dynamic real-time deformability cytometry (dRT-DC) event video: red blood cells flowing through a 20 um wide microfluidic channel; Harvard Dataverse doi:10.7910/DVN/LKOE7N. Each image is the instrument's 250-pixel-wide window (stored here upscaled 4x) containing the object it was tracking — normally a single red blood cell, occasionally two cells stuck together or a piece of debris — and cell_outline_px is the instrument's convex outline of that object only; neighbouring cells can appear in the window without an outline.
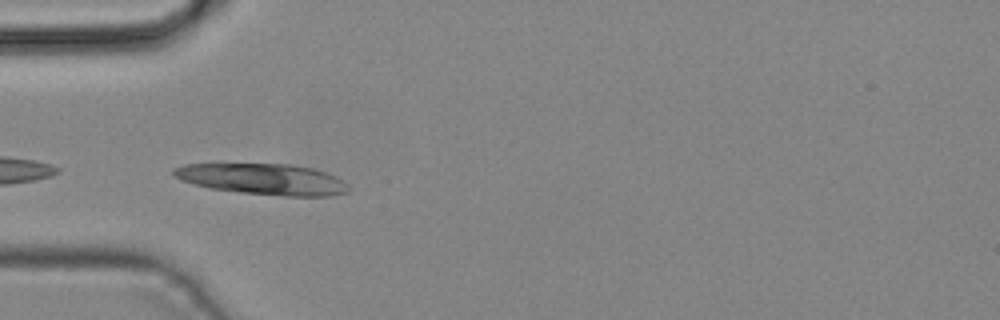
{"species": "common noctule bat (a hibernating species)", "species_latin": "Nyctalus noctula", "temperature_condition": "cold", "stored_images_in_passage": 9, "camera_frame_rate_fps": 3000, "um_per_image_px": 0.085, "animal": {"sex": "male", "body_mass_g": 19.2, "forearm_length_mm": 51.8}, "frame": {"image": 1, "passage_image": 1, "time_ms": 0.0, "image_size_px": [1000, 320], "cell_outline_px": [[352, 188], [348, 192], [328, 196], [284, 196], [240, 192], [208, 188], [192, 184], [180, 180], [172, 176], [172, 168], [184, 164], [288, 164], [312, 168], [336, 176]], "centroid_in_image_um": [22.31, 15.23], "position_along_channel_um": 62.7, "area_um2": 31.73}}
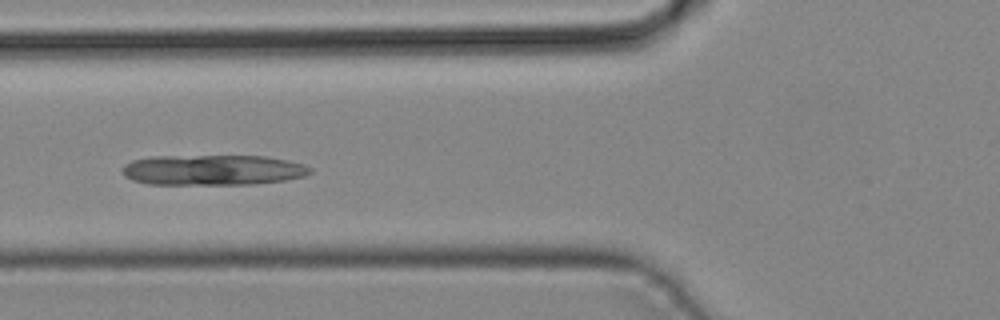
{"frame": {"image": 2, "passage_image": 4, "time_ms": 1.0, "image_size_px": [1000, 320], "cell_outline_px": [[312, 172], [304, 176], [284, 180], [256, 184], [148, 184], [132, 180], [124, 176], [120, 168], [124, 164], [132, 160], [148, 156], [264, 156], [288, 160], [304, 164], [312, 168]], "centroid_in_image_um": [18.06, 14.44], "position_along_channel_um": 107.7, "area_um2": 33.58}}